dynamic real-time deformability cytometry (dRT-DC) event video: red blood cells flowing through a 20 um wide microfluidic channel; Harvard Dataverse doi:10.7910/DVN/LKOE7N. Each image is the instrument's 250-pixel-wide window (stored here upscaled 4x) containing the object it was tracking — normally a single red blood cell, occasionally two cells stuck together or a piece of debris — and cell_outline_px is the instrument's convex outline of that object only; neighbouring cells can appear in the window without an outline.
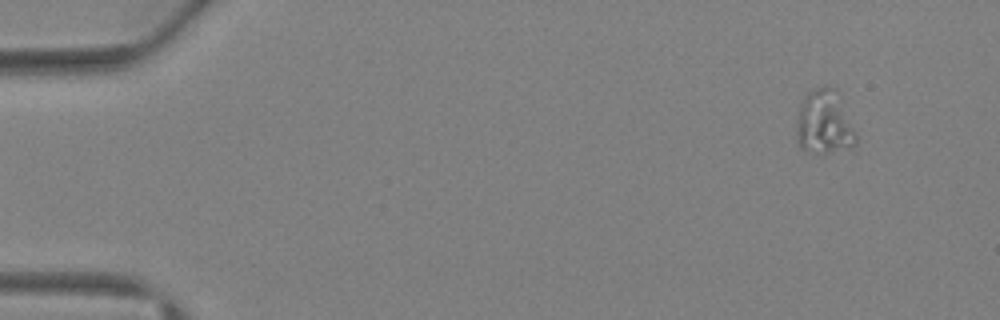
{"species": "Egyptian fruit bat (a non-hibernating species)", "species_latin": "Rousettus aegyptiacus", "temperature_condition": "warm", "stored_images_in_passage": 4, "camera_frame_rate_fps": 3000, "um_per_image_px": 0.085, "animal": {"sex": "female"}, "frame": {"image": 1, "passage_image": 1, "time_ms": 0.0, "image_size_px": [1000, 320], "cell_outline_px": [[856, 144], [828, 152], [816, 152], [800, 148], [796, 140], [796, 128], [800, 108], [808, 92], [824, 84], [836, 88], [840, 92], [856, 136]], "centroid_in_image_um": [70.07, 10.35], "position_along_channel_um": 14.9, "area_um2": 22.02}}